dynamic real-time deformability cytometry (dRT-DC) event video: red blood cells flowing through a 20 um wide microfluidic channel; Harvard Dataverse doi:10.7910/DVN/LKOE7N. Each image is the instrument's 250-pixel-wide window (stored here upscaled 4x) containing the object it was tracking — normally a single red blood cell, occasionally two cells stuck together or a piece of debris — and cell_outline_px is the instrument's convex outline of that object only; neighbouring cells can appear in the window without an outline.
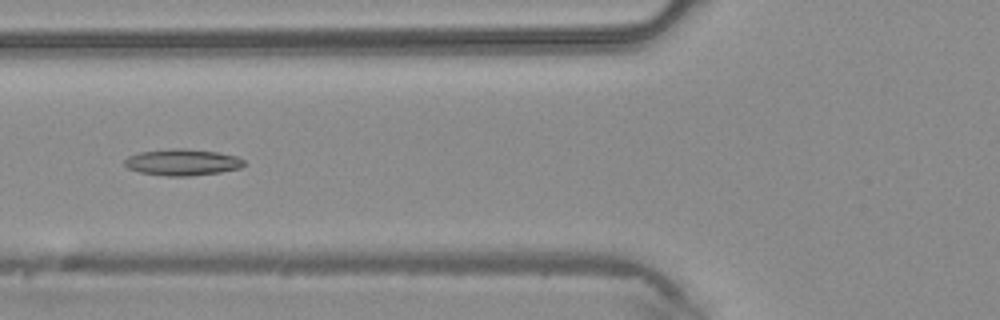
{"species": "common noctule bat (a hibernating species)", "species_latin": "Nyctalus noctula", "temperature_condition": "warm", "stored_images_in_passage": 28, "camera_frame_rate_fps": 3000, "um_per_image_px": 0.085, "animal": {"sex": "male", "body_mass_g": 20.4}, "frame": {"image": 1, "passage_image": 5, "time_ms": 1.333, "image_size_px": [1000, 320], "cell_outline_px": [[244, 164], [240, 168], [220, 172], [188, 176], [168, 176], [140, 172], [128, 168], [124, 164], [124, 160], [128, 156], [140, 152], [176, 148], [184, 148], [216, 152], [236, 156], [244, 160]], "centroid_in_image_um": [15.49, 13.79], "position_along_channel_um": 110.3, "area_um2": 18.21}}
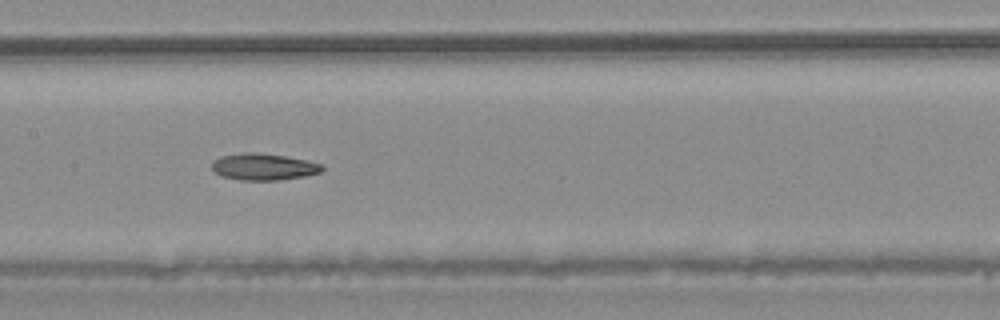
{"frame": {"image": 2, "passage_image": 10, "time_ms": 3.0, "image_size_px": [1000, 320], "cell_outline_px": [[324, 168], [320, 172], [304, 176], [280, 180], [240, 180], [220, 176], [212, 168], [212, 164], [220, 156], [244, 152], [256, 152], [284, 156], [324, 164]], "centroid_in_image_um": [22.4, 14.18], "position_along_channel_um": 185.0, "area_um2": 17.05}}
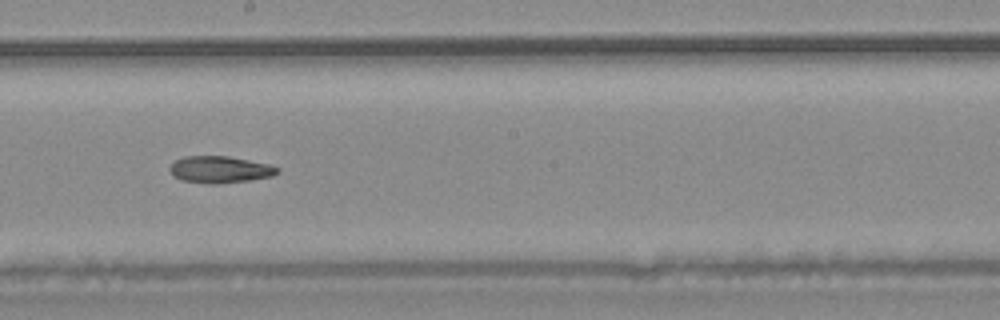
{"frame": {"image": 3, "passage_image": 13, "time_ms": 4.0, "image_size_px": [1000, 320], "cell_outline_px": [[280, 172], [272, 176], [248, 180], [216, 184], [208, 184], [180, 180], [172, 176], [168, 168], [176, 160], [184, 156], [228, 156], [268, 164], [280, 168]], "centroid_in_image_um": [18.66, 14.41], "position_along_channel_um": 229.5, "area_um2": 16.88}}